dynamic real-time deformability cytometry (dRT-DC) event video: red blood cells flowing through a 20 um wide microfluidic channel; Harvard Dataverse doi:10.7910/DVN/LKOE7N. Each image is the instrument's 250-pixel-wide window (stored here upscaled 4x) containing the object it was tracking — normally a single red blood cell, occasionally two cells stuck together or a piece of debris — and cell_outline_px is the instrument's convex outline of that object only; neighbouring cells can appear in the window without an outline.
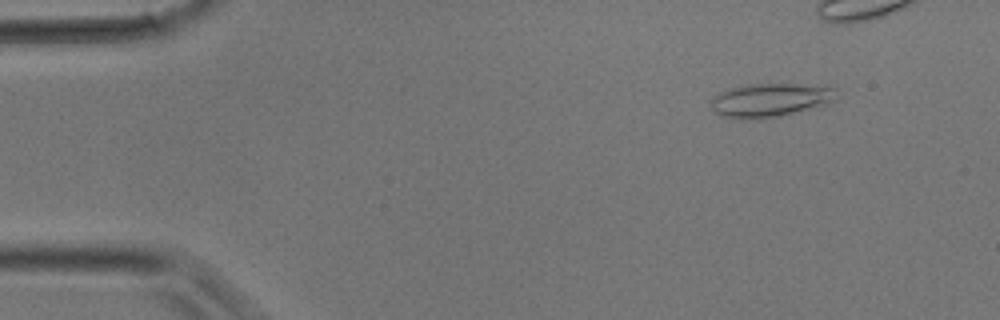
{"species": "common noctule bat (a hibernating species)", "species_latin": "Nyctalus noctula", "temperature_condition": "room temperature", "stored_images_in_passage": 28, "camera_frame_rate_fps": 3000, "um_per_image_px": 0.085, "animal": {"sex": "male", "body_mass_g": 17.9}, "frame": {"image": 1, "passage_image": 4, "time_ms": 1.0, "image_size_px": [1000, 320], "cell_outline_px": [[836, 88], [832, 100], [824, 104], [780, 116], [744, 120], [720, 116], [712, 108], [712, 100], [720, 92], [732, 88], [748, 84], [792, 84]], "centroid_in_image_um": [65.38, 8.52], "position_along_channel_um": 19.6, "area_um2": 23.87}}
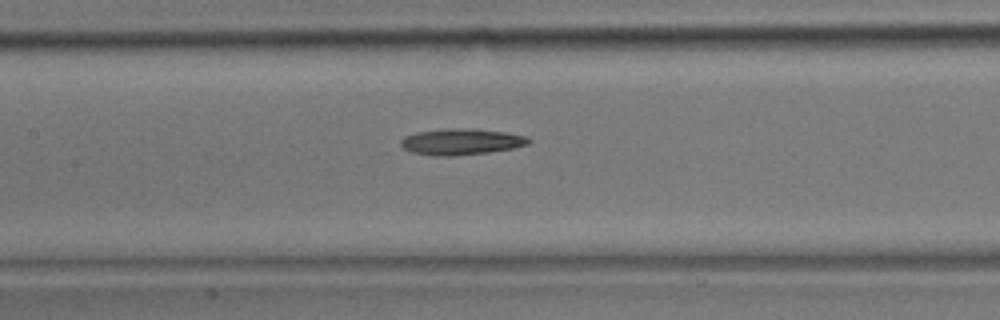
{"frame": {"image": 2, "passage_image": 16, "time_ms": 5.0, "image_size_px": [1000, 320], "cell_outline_px": [[532, 140], [528, 144], [512, 148], [488, 152], [452, 156], [432, 156], [412, 152], [404, 148], [400, 144], [400, 140], [404, 136], [416, 132], [444, 128], [468, 128], [504, 132], [528, 136]], "centroid_in_image_um": [39.18, 12.04], "position_along_channel_um": 168.2, "area_um2": 19.59}}
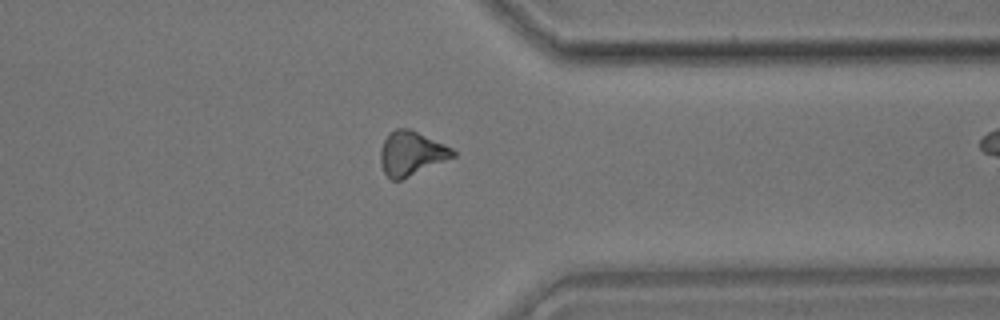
{"frame": {"image": 3, "passage_image": 27, "time_ms": 8.667, "image_size_px": [1000, 320], "cell_outline_px": [[456, 156], [400, 180], [392, 180], [384, 172], [380, 164], [380, 148], [388, 132], [396, 128], [408, 128], [444, 144], [452, 148], [456, 152]], "centroid_in_image_um": [34.93, 13.03], "position_along_channel_um": 376.5, "area_um2": 18.55}}